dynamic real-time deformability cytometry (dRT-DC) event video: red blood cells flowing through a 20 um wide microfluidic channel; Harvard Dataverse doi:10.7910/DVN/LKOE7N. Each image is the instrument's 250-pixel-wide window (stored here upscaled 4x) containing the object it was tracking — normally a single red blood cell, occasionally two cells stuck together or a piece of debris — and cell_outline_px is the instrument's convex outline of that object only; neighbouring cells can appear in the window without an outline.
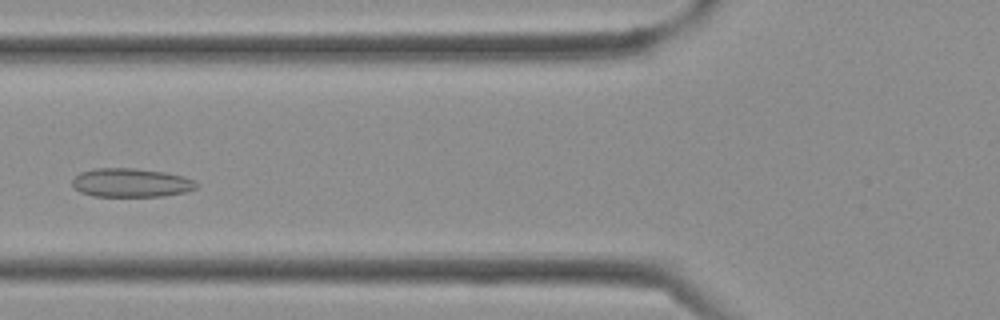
{"species": "Egyptian fruit bat (a non-hibernating species)", "species_latin": "Rousettus aegyptiacus", "temperature_condition": "cold", "stored_images_in_passage": 31, "camera_frame_rate_fps": 3000, "um_per_image_px": 0.085, "frame": {"image": 1, "passage_image": 7, "time_ms": 2.0, "image_size_px": [1000, 320], "cell_outline_px": [[200, 184], [196, 188], [184, 192], [164, 196], [92, 196], [80, 192], [72, 184], [72, 180], [80, 172], [96, 168], [136, 168], [164, 172], [184, 176], [196, 180]], "centroid_in_image_um": [11.17, 15.53], "position_along_channel_um": 114.6, "area_um2": 20.92}}
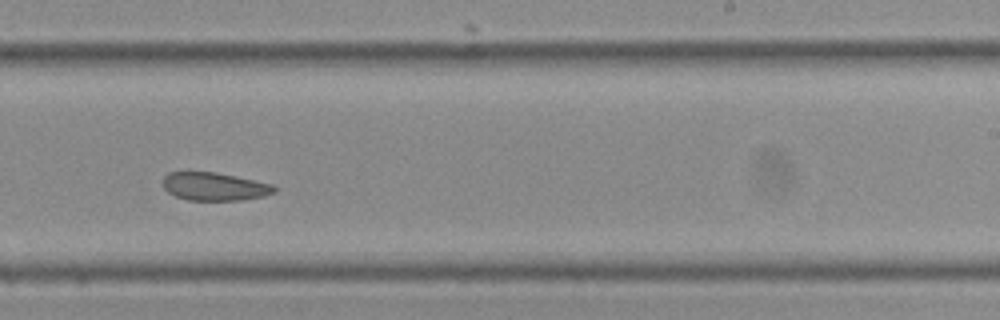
{"frame": {"image": 2, "passage_image": 16, "time_ms": 5.0, "image_size_px": [1000, 320], "cell_outline_px": [[276, 192], [264, 196], [240, 200], [188, 200], [176, 196], [168, 192], [164, 188], [164, 176], [168, 172], [216, 172], [272, 184], [276, 188]], "centroid_in_image_um": [18.23, 15.85], "position_along_channel_um": 270.8, "area_um2": 18.09}}
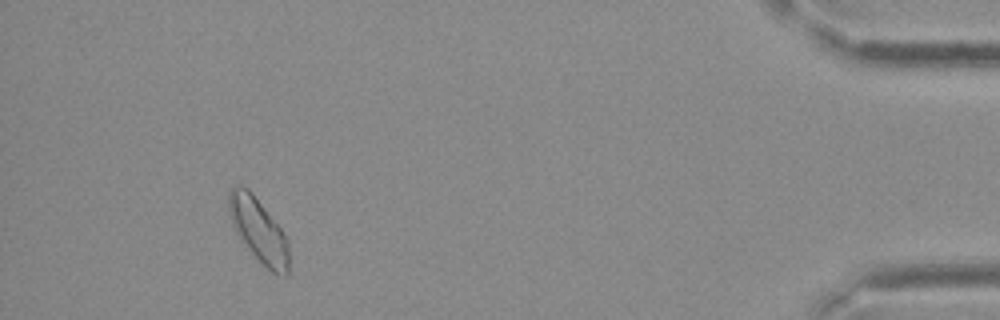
{"frame": {"image": 3, "passage_image": 28, "time_ms": 9.0, "image_size_px": [1000, 320], "cell_outline_px": [[288, 276], [276, 276], [240, 240], [232, 224], [228, 212], [228, 192], [232, 188], [248, 188], [252, 192], [280, 228], [288, 240]], "centroid_in_image_um": [21.97, 19.59], "position_along_channel_um": 413.2, "area_um2": 22.02}}